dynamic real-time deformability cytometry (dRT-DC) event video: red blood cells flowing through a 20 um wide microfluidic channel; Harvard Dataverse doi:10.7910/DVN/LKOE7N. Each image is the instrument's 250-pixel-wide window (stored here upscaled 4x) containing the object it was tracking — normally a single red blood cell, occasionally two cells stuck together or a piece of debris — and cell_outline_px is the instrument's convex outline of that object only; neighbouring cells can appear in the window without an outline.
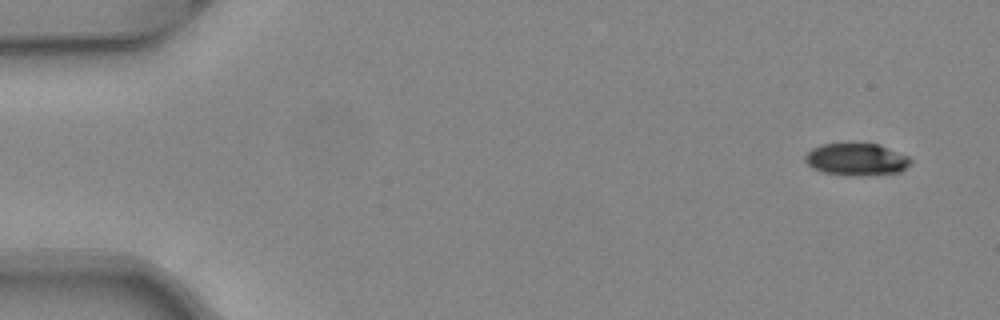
{"species": "common noctule bat (a hibernating species)", "species_latin": "Nyctalus noctula", "temperature_condition": "warm", "stored_images_in_passage": 7, "camera_frame_rate_fps": 3000, "um_per_image_px": 0.085, "animal": {"sex": "female", "body_mass_g": 24.6, "forearm_length_mm": 56.2}, "frame": {"image": 1, "passage_image": 1, "time_ms": 0.0, "image_size_px": [1000, 320], "cell_outline_px": [[912, 160], [900, 172], [848, 176], [824, 172], [812, 168], [804, 160], [804, 156], [812, 148], [820, 144], [848, 140], [880, 144], [908, 156]], "centroid_in_image_um": [72.74, 13.48], "position_along_channel_um": 12.3, "area_um2": 20.46}}